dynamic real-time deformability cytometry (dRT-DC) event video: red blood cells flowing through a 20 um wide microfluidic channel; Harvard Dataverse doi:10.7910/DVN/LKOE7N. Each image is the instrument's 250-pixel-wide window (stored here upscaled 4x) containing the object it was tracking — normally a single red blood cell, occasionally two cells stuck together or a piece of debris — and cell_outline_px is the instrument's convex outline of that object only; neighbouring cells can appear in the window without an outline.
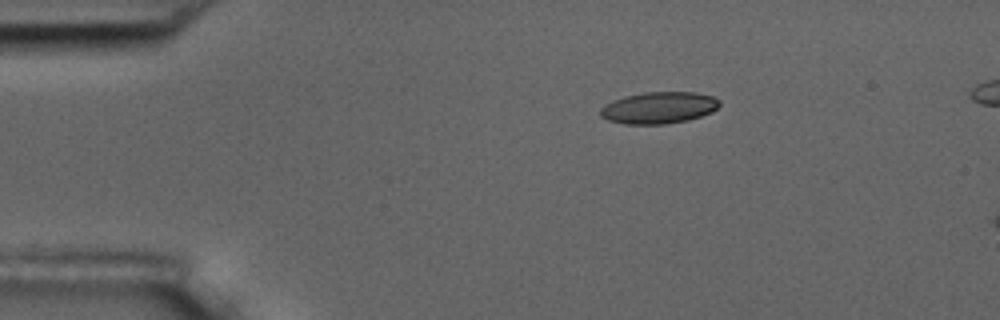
{"species": "common noctule bat (a hibernating species)", "species_latin": "Nyctalus noctula", "temperature_condition": "room temperature", "stored_images_in_passage": 4, "camera_frame_rate_fps": 3000, "um_per_image_px": 0.085, "animal": {"sex": "male", "body_mass_g": 17.5, "forearm_length_mm": 52.3}, "frame": {"image": 1, "passage_image": 1, "time_ms": 0.0, "image_size_px": [1000, 320], "cell_outline_px": [[720, 104], [712, 112], [688, 120], [664, 124], [624, 124], [608, 120], [600, 116], [600, 108], [604, 104], [624, 96], [644, 92], [696, 92], [712, 96], [720, 100]], "centroid_in_image_um": [55.98, 9.15], "position_along_channel_um": 29.0, "area_um2": 22.08}}